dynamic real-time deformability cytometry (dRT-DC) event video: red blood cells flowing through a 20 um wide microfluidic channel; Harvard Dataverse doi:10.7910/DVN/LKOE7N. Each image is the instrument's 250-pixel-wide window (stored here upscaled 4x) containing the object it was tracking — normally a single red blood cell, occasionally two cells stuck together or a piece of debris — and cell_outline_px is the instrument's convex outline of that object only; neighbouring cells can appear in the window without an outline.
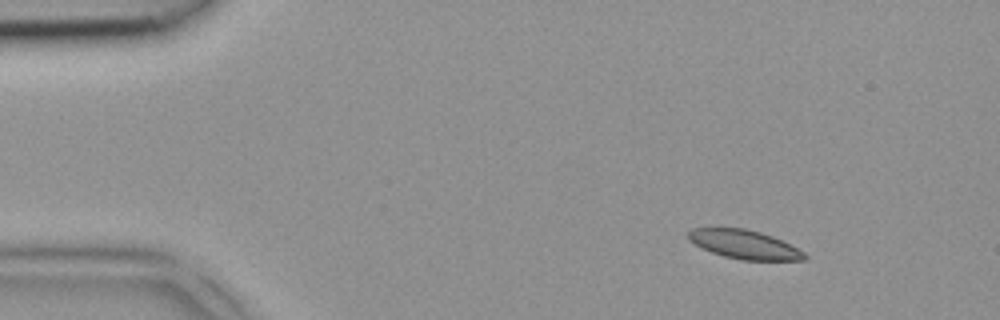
{"species": "common noctule bat (a hibernating species)", "species_latin": "Nyctalus noctula", "temperature_condition": "room temperature", "stored_images_in_passage": 4, "camera_frame_rate_fps": 3000, "um_per_image_px": 0.085, "animal": {"sex": "female", "body_mass_g": 18.4}, "frame": {"image": 1, "passage_image": 2, "time_ms": 0.333, "image_size_px": [1000, 320], "cell_outline_px": [[808, 256], [804, 260], [744, 260], [724, 256], [712, 252], [688, 240], [688, 232], [692, 228], [744, 228], [760, 232], [772, 236], [804, 252]], "centroid_in_image_um": [63.27, 20.77], "position_along_channel_um": 21.7, "area_um2": 19.19}}